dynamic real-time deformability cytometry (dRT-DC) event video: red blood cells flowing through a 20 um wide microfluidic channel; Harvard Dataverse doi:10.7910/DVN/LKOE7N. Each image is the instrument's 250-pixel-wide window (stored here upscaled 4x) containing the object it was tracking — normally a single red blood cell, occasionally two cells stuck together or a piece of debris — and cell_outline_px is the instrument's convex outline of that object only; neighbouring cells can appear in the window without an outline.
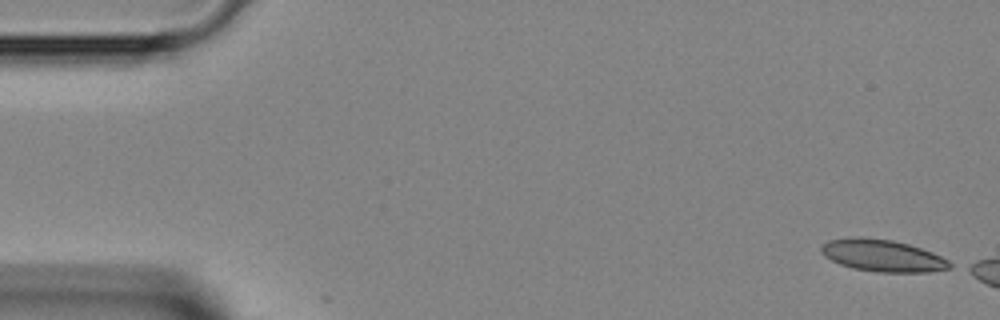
{"species": "Egyptian fruit bat (a non-hibernating species)", "species_latin": "Rousettus aegyptiacus", "temperature_condition": "room temperature", "stored_images_in_passage": 3, "camera_frame_rate_fps": 3000, "um_per_image_px": 0.085, "animal": {"sex": "female"}, "frame": {"image": 1, "passage_image": 1, "time_ms": 0.0, "image_size_px": [1000, 320], "cell_outline_px": [[956, 264], [952, 268], [928, 272], [880, 272], [852, 268], [840, 264], [824, 256], [820, 252], [820, 248], [828, 240], [860, 236], [892, 240], [908, 244], [932, 252]], "centroid_in_image_um": [75.04, 21.73], "position_along_channel_um": 10.0, "area_um2": 24.04}}